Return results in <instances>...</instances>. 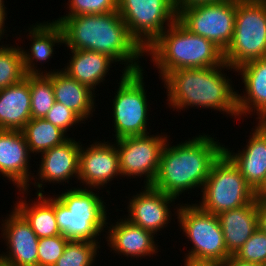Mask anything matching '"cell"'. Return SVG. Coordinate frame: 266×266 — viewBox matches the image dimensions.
<instances>
[{
    "label": "cell",
    "mask_w": 266,
    "mask_h": 266,
    "mask_svg": "<svg viewBox=\"0 0 266 266\" xmlns=\"http://www.w3.org/2000/svg\"><path fill=\"white\" fill-rule=\"evenodd\" d=\"M161 80L179 68H208L224 63V52L208 39L191 33L178 20L145 50Z\"/></svg>",
    "instance_id": "4"
},
{
    "label": "cell",
    "mask_w": 266,
    "mask_h": 266,
    "mask_svg": "<svg viewBox=\"0 0 266 266\" xmlns=\"http://www.w3.org/2000/svg\"><path fill=\"white\" fill-rule=\"evenodd\" d=\"M68 241L63 234L39 238L38 266H53L62 256Z\"/></svg>",
    "instance_id": "32"
},
{
    "label": "cell",
    "mask_w": 266,
    "mask_h": 266,
    "mask_svg": "<svg viewBox=\"0 0 266 266\" xmlns=\"http://www.w3.org/2000/svg\"><path fill=\"white\" fill-rule=\"evenodd\" d=\"M258 228L266 234V201L256 200Z\"/></svg>",
    "instance_id": "35"
},
{
    "label": "cell",
    "mask_w": 266,
    "mask_h": 266,
    "mask_svg": "<svg viewBox=\"0 0 266 266\" xmlns=\"http://www.w3.org/2000/svg\"><path fill=\"white\" fill-rule=\"evenodd\" d=\"M184 260V266H222L219 262H194L190 260Z\"/></svg>",
    "instance_id": "39"
},
{
    "label": "cell",
    "mask_w": 266,
    "mask_h": 266,
    "mask_svg": "<svg viewBox=\"0 0 266 266\" xmlns=\"http://www.w3.org/2000/svg\"><path fill=\"white\" fill-rule=\"evenodd\" d=\"M10 45H0V89L19 83L26 75L21 47Z\"/></svg>",
    "instance_id": "29"
},
{
    "label": "cell",
    "mask_w": 266,
    "mask_h": 266,
    "mask_svg": "<svg viewBox=\"0 0 266 266\" xmlns=\"http://www.w3.org/2000/svg\"><path fill=\"white\" fill-rule=\"evenodd\" d=\"M201 192V201L196 204L214 215L241 208L255 199L254 190L225 153L212 166Z\"/></svg>",
    "instance_id": "8"
},
{
    "label": "cell",
    "mask_w": 266,
    "mask_h": 266,
    "mask_svg": "<svg viewBox=\"0 0 266 266\" xmlns=\"http://www.w3.org/2000/svg\"><path fill=\"white\" fill-rule=\"evenodd\" d=\"M31 154H41L69 138L61 128L44 118H31L22 129Z\"/></svg>",
    "instance_id": "27"
},
{
    "label": "cell",
    "mask_w": 266,
    "mask_h": 266,
    "mask_svg": "<svg viewBox=\"0 0 266 266\" xmlns=\"http://www.w3.org/2000/svg\"><path fill=\"white\" fill-rule=\"evenodd\" d=\"M64 16L97 15L117 11V0H68Z\"/></svg>",
    "instance_id": "33"
},
{
    "label": "cell",
    "mask_w": 266,
    "mask_h": 266,
    "mask_svg": "<svg viewBox=\"0 0 266 266\" xmlns=\"http://www.w3.org/2000/svg\"><path fill=\"white\" fill-rule=\"evenodd\" d=\"M30 155L22 131L0 130V174L19 190L28 188L29 182L36 177L29 170Z\"/></svg>",
    "instance_id": "17"
},
{
    "label": "cell",
    "mask_w": 266,
    "mask_h": 266,
    "mask_svg": "<svg viewBox=\"0 0 266 266\" xmlns=\"http://www.w3.org/2000/svg\"><path fill=\"white\" fill-rule=\"evenodd\" d=\"M0 266H9L8 264H5L4 262L0 261Z\"/></svg>",
    "instance_id": "42"
},
{
    "label": "cell",
    "mask_w": 266,
    "mask_h": 266,
    "mask_svg": "<svg viewBox=\"0 0 266 266\" xmlns=\"http://www.w3.org/2000/svg\"><path fill=\"white\" fill-rule=\"evenodd\" d=\"M266 56V0H236L234 35L224 62L236 69Z\"/></svg>",
    "instance_id": "7"
},
{
    "label": "cell",
    "mask_w": 266,
    "mask_h": 266,
    "mask_svg": "<svg viewBox=\"0 0 266 266\" xmlns=\"http://www.w3.org/2000/svg\"><path fill=\"white\" fill-rule=\"evenodd\" d=\"M98 244L86 240H69L62 256L53 266H94L97 252L101 248Z\"/></svg>",
    "instance_id": "30"
},
{
    "label": "cell",
    "mask_w": 266,
    "mask_h": 266,
    "mask_svg": "<svg viewBox=\"0 0 266 266\" xmlns=\"http://www.w3.org/2000/svg\"><path fill=\"white\" fill-rule=\"evenodd\" d=\"M44 119L61 128L66 133L71 130L70 128L73 126H76L79 123H86L83 122V120L71 109L65 107L62 103L57 101H55L53 107L45 115Z\"/></svg>",
    "instance_id": "34"
},
{
    "label": "cell",
    "mask_w": 266,
    "mask_h": 266,
    "mask_svg": "<svg viewBox=\"0 0 266 266\" xmlns=\"http://www.w3.org/2000/svg\"><path fill=\"white\" fill-rule=\"evenodd\" d=\"M254 128L246 141V147L236 153L224 147V153L240 169L247 184L255 191L266 175V123L258 121Z\"/></svg>",
    "instance_id": "20"
},
{
    "label": "cell",
    "mask_w": 266,
    "mask_h": 266,
    "mask_svg": "<svg viewBox=\"0 0 266 266\" xmlns=\"http://www.w3.org/2000/svg\"><path fill=\"white\" fill-rule=\"evenodd\" d=\"M222 266H262V265L245 262L237 259L234 255H232L224 263H222Z\"/></svg>",
    "instance_id": "37"
},
{
    "label": "cell",
    "mask_w": 266,
    "mask_h": 266,
    "mask_svg": "<svg viewBox=\"0 0 266 266\" xmlns=\"http://www.w3.org/2000/svg\"><path fill=\"white\" fill-rule=\"evenodd\" d=\"M31 94V118H44L55 103L52 73L25 75Z\"/></svg>",
    "instance_id": "28"
},
{
    "label": "cell",
    "mask_w": 266,
    "mask_h": 266,
    "mask_svg": "<svg viewBox=\"0 0 266 266\" xmlns=\"http://www.w3.org/2000/svg\"><path fill=\"white\" fill-rule=\"evenodd\" d=\"M44 71L46 75L52 73L55 101L71 109L84 122L93 117L96 93L92 88L69 77L62 69Z\"/></svg>",
    "instance_id": "22"
},
{
    "label": "cell",
    "mask_w": 266,
    "mask_h": 266,
    "mask_svg": "<svg viewBox=\"0 0 266 266\" xmlns=\"http://www.w3.org/2000/svg\"><path fill=\"white\" fill-rule=\"evenodd\" d=\"M224 70L236 71L224 62L215 67L179 68L169 72L162 79L168 93L167 105L178 112L190 107L210 108L239 119L237 90Z\"/></svg>",
    "instance_id": "2"
},
{
    "label": "cell",
    "mask_w": 266,
    "mask_h": 266,
    "mask_svg": "<svg viewBox=\"0 0 266 266\" xmlns=\"http://www.w3.org/2000/svg\"><path fill=\"white\" fill-rule=\"evenodd\" d=\"M2 222L1 236L7 251H2L0 261L9 266H38L39 238L30 224L15 208Z\"/></svg>",
    "instance_id": "14"
},
{
    "label": "cell",
    "mask_w": 266,
    "mask_h": 266,
    "mask_svg": "<svg viewBox=\"0 0 266 266\" xmlns=\"http://www.w3.org/2000/svg\"><path fill=\"white\" fill-rule=\"evenodd\" d=\"M234 256L263 266L266 262V234L258 228Z\"/></svg>",
    "instance_id": "31"
},
{
    "label": "cell",
    "mask_w": 266,
    "mask_h": 266,
    "mask_svg": "<svg viewBox=\"0 0 266 266\" xmlns=\"http://www.w3.org/2000/svg\"><path fill=\"white\" fill-rule=\"evenodd\" d=\"M210 136L199 134L173 146L167 141L151 186L178 199L182 193H192L194 188L202 190L212 166L224 153L225 147Z\"/></svg>",
    "instance_id": "3"
},
{
    "label": "cell",
    "mask_w": 266,
    "mask_h": 266,
    "mask_svg": "<svg viewBox=\"0 0 266 266\" xmlns=\"http://www.w3.org/2000/svg\"><path fill=\"white\" fill-rule=\"evenodd\" d=\"M36 23L30 25L27 30V37L29 36L31 41L29 51L21 47L23 68L26 75H46V72H43L41 68H37V64L39 62L43 64V61L48 62L53 58L55 44H64L62 27L56 21Z\"/></svg>",
    "instance_id": "21"
},
{
    "label": "cell",
    "mask_w": 266,
    "mask_h": 266,
    "mask_svg": "<svg viewBox=\"0 0 266 266\" xmlns=\"http://www.w3.org/2000/svg\"><path fill=\"white\" fill-rule=\"evenodd\" d=\"M175 212L180 229L192 242L186 260L224 263L231 255L224 241L217 215L202 210L197 204H178Z\"/></svg>",
    "instance_id": "6"
},
{
    "label": "cell",
    "mask_w": 266,
    "mask_h": 266,
    "mask_svg": "<svg viewBox=\"0 0 266 266\" xmlns=\"http://www.w3.org/2000/svg\"><path fill=\"white\" fill-rule=\"evenodd\" d=\"M162 134L114 139L122 177L133 179L145 176L143 185H152L158 173L162 150L170 137Z\"/></svg>",
    "instance_id": "12"
},
{
    "label": "cell",
    "mask_w": 266,
    "mask_h": 266,
    "mask_svg": "<svg viewBox=\"0 0 266 266\" xmlns=\"http://www.w3.org/2000/svg\"><path fill=\"white\" fill-rule=\"evenodd\" d=\"M236 0L198 3L178 11L177 20L191 33L213 42L223 52L232 42Z\"/></svg>",
    "instance_id": "11"
},
{
    "label": "cell",
    "mask_w": 266,
    "mask_h": 266,
    "mask_svg": "<svg viewBox=\"0 0 266 266\" xmlns=\"http://www.w3.org/2000/svg\"><path fill=\"white\" fill-rule=\"evenodd\" d=\"M80 146L78 181L83 188L103 189L114 178L122 177L116 144L95 141ZM87 186V187H86Z\"/></svg>",
    "instance_id": "13"
},
{
    "label": "cell",
    "mask_w": 266,
    "mask_h": 266,
    "mask_svg": "<svg viewBox=\"0 0 266 266\" xmlns=\"http://www.w3.org/2000/svg\"><path fill=\"white\" fill-rule=\"evenodd\" d=\"M4 0H0V8H2L3 10H5V11H7L6 9V7H5V4H4Z\"/></svg>",
    "instance_id": "41"
},
{
    "label": "cell",
    "mask_w": 266,
    "mask_h": 266,
    "mask_svg": "<svg viewBox=\"0 0 266 266\" xmlns=\"http://www.w3.org/2000/svg\"><path fill=\"white\" fill-rule=\"evenodd\" d=\"M236 72L244 83V94L237 91V109L239 118L256 113V121L266 120V56L248 61ZM243 95V96H242Z\"/></svg>",
    "instance_id": "18"
},
{
    "label": "cell",
    "mask_w": 266,
    "mask_h": 266,
    "mask_svg": "<svg viewBox=\"0 0 266 266\" xmlns=\"http://www.w3.org/2000/svg\"><path fill=\"white\" fill-rule=\"evenodd\" d=\"M21 192L22 198L15 201L14 208L25 218L30 224L31 229L37 235L38 238L51 237L55 235H61V232L57 226L55 216V196L53 198L49 195V198L43 194H36L37 201L32 203L27 200L28 194L26 190H18ZM51 196V197H50ZM24 198V199H23ZM26 198V200H25Z\"/></svg>",
    "instance_id": "26"
},
{
    "label": "cell",
    "mask_w": 266,
    "mask_h": 266,
    "mask_svg": "<svg viewBox=\"0 0 266 266\" xmlns=\"http://www.w3.org/2000/svg\"><path fill=\"white\" fill-rule=\"evenodd\" d=\"M112 225H106L107 244L119 256L144 258L147 256L156 255L158 245L155 243L152 232H149L140 226L135 225L129 220L120 218ZM116 223V224H115ZM121 254V255H120Z\"/></svg>",
    "instance_id": "19"
},
{
    "label": "cell",
    "mask_w": 266,
    "mask_h": 266,
    "mask_svg": "<svg viewBox=\"0 0 266 266\" xmlns=\"http://www.w3.org/2000/svg\"><path fill=\"white\" fill-rule=\"evenodd\" d=\"M144 189L131 196L127 206L128 215L126 219L141 228L158 234L161 229L167 227L173 215L170 213V204H175V198L171 195L153 188L152 186H143ZM171 219V220H170ZM170 221V222H169ZM158 232V233H157Z\"/></svg>",
    "instance_id": "15"
},
{
    "label": "cell",
    "mask_w": 266,
    "mask_h": 266,
    "mask_svg": "<svg viewBox=\"0 0 266 266\" xmlns=\"http://www.w3.org/2000/svg\"><path fill=\"white\" fill-rule=\"evenodd\" d=\"M31 119V94L26 78L0 89V130L22 131Z\"/></svg>",
    "instance_id": "24"
},
{
    "label": "cell",
    "mask_w": 266,
    "mask_h": 266,
    "mask_svg": "<svg viewBox=\"0 0 266 266\" xmlns=\"http://www.w3.org/2000/svg\"><path fill=\"white\" fill-rule=\"evenodd\" d=\"M54 21L62 27L64 45L69 49L106 54L116 63L124 64L122 71L125 73L143 70L139 59L145 56V50L131 36L118 11L97 15H62Z\"/></svg>",
    "instance_id": "1"
},
{
    "label": "cell",
    "mask_w": 266,
    "mask_h": 266,
    "mask_svg": "<svg viewBox=\"0 0 266 266\" xmlns=\"http://www.w3.org/2000/svg\"><path fill=\"white\" fill-rule=\"evenodd\" d=\"M228 253L235 255L258 229L256 199L249 204L217 215Z\"/></svg>",
    "instance_id": "23"
},
{
    "label": "cell",
    "mask_w": 266,
    "mask_h": 266,
    "mask_svg": "<svg viewBox=\"0 0 266 266\" xmlns=\"http://www.w3.org/2000/svg\"><path fill=\"white\" fill-rule=\"evenodd\" d=\"M117 11L144 50L177 20L178 15L173 0H117Z\"/></svg>",
    "instance_id": "10"
},
{
    "label": "cell",
    "mask_w": 266,
    "mask_h": 266,
    "mask_svg": "<svg viewBox=\"0 0 266 266\" xmlns=\"http://www.w3.org/2000/svg\"><path fill=\"white\" fill-rule=\"evenodd\" d=\"M72 188L55 195L57 226L69 240L98 242L106 225L111 224L107 222L106 202L99 196V191L95 193L94 189L78 186Z\"/></svg>",
    "instance_id": "5"
},
{
    "label": "cell",
    "mask_w": 266,
    "mask_h": 266,
    "mask_svg": "<svg viewBox=\"0 0 266 266\" xmlns=\"http://www.w3.org/2000/svg\"><path fill=\"white\" fill-rule=\"evenodd\" d=\"M72 55L69 62L62 68L69 77L85 84L94 91L105 81L108 71L116 63L112 58L103 53L91 50L70 49ZM97 85V86H96Z\"/></svg>",
    "instance_id": "25"
},
{
    "label": "cell",
    "mask_w": 266,
    "mask_h": 266,
    "mask_svg": "<svg viewBox=\"0 0 266 266\" xmlns=\"http://www.w3.org/2000/svg\"><path fill=\"white\" fill-rule=\"evenodd\" d=\"M174 1V6L177 12L183 8V7H188L194 4L198 3H209V2H220V1H225V0H173Z\"/></svg>",
    "instance_id": "36"
},
{
    "label": "cell",
    "mask_w": 266,
    "mask_h": 266,
    "mask_svg": "<svg viewBox=\"0 0 266 266\" xmlns=\"http://www.w3.org/2000/svg\"><path fill=\"white\" fill-rule=\"evenodd\" d=\"M144 70L125 73L122 72L117 91L112 100V117L114 138L116 140L149 134V101L146 95ZM146 91V92H145Z\"/></svg>",
    "instance_id": "9"
},
{
    "label": "cell",
    "mask_w": 266,
    "mask_h": 266,
    "mask_svg": "<svg viewBox=\"0 0 266 266\" xmlns=\"http://www.w3.org/2000/svg\"><path fill=\"white\" fill-rule=\"evenodd\" d=\"M254 198L256 200L266 201V175L260 186L254 191Z\"/></svg>",
    "instance_id": "38"
},
{
    "label": "cell",
    "mask_w": 266,
    "mask_h": 266,
    "mask_svg": "<svg viewBox=\"0 0 266 266\" xmlns=\"http://www.w3.org/2000/svg\"><path fill=\"white\" fill-rule=\"evenodd\" d=\"M7 17V11L3 10L2 8H0V41L1 39L4 37V33L7 31L5 30V21Z\"/></svg>",
    "instance_id": "40"
},
{
    "label": "cell",
    "mask_w": 266,
    "mask_h": 266,
    "mask_svg": "<svg viewBox=\"0 0 266 266\" xmlns=\"http://www.w3.org/2000/svg\"><path fill=\"white\" fill-rule=\"evenodd\" d=\"M76 142L74 138L65 141L63 144L55 146L43 153H41V162L39 164V169L36 173V178H32L35 182H30L29 188L25 190L29 193L30 185L33 184L37 189L36 194H43L42 188L44 189L42 183H54L61 184L64 182L69 183V180L76 178L78 180L79 173V154L80 146L82 142ZM37 179V180H35ZM37 181V182H36ZM44 181V182H43Z\"/></svg>",
    "instance_id": "16"
}]
</instances>
